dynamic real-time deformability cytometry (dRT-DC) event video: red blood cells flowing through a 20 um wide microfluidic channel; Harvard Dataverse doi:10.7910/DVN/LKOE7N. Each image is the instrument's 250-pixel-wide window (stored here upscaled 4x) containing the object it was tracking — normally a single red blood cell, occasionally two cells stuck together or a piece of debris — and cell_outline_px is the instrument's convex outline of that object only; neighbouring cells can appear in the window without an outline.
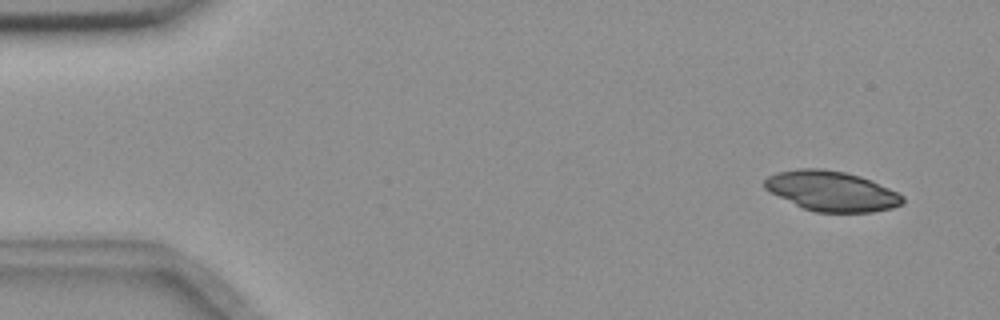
{"species": "common noctule bat (a hibernating species)", "species_latin": "Nyctalus noctula", "temperature_condition": "room temperature", "stored_images_in_passage": 8, "camera_frame_rate_fps": 3000, "um_per_image_px": 0.085, "animal": {"sex": "female", "body_mass_g": 18.4}, "frame": {"image": 1, "passage_image": 1, "time_ms": 0.0, "image_size_px": [1000, 320], "cell_outline_px": [[904, 204], [892, 208], [872, 212], [816, 212], [804, 208], [768, 192], [764, 188], [764, 180], [768, 176], [776, 172], [800, 168], [820, 168], [844, 172], [860, 176], [872, 180], [904, 196]], "centroid_in_image_um": [70.68, 16.24], "position_along_channel_um": 14.3, "area_um2": 32.25}}